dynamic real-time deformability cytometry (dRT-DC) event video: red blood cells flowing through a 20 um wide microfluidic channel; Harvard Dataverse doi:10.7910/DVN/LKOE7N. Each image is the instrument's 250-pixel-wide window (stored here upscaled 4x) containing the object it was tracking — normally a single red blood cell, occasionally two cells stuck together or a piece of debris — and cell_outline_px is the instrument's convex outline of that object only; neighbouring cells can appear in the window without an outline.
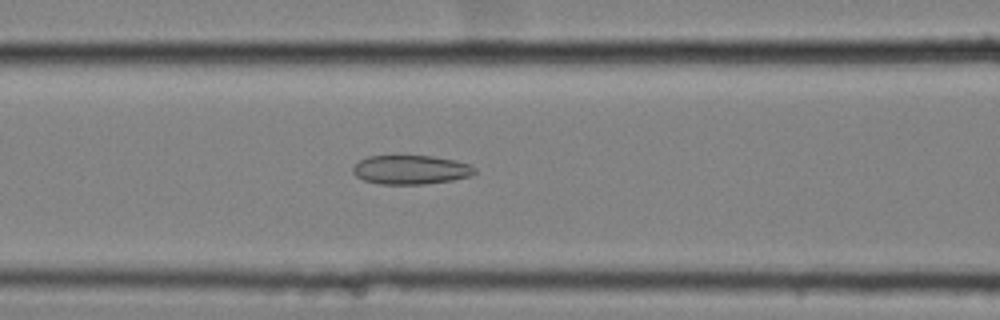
{"species": "common noctule bat (a hibernating species)", "species_latin": "Nyctalus noctula", "temperature_condition": "cold", "stored_images_in_passage": 33, "camera_frame_rate_fps": 3000, "um_per_image_px": 0.085, "animal": {"sex": "female", "body_mass_g": 25.1}, "frame": {"image": 1, "passage_image": 16, "time_ms": 5.0, "image_size_px": [1000, 320], "cell_outline_px": [[476, 172], [468, 176], [452, 180], [424, 184], [380, 184], [364, 180], [356, 176], [352, 172], [352, 168], [360, 160], [368, 156], [432, 156], [456, 160], [468, 164], [476, 168]], "centroid_in_image_um": [34.9, 14.43], "position_along_channel_um": 131.7, "area_um2": 20.52}}